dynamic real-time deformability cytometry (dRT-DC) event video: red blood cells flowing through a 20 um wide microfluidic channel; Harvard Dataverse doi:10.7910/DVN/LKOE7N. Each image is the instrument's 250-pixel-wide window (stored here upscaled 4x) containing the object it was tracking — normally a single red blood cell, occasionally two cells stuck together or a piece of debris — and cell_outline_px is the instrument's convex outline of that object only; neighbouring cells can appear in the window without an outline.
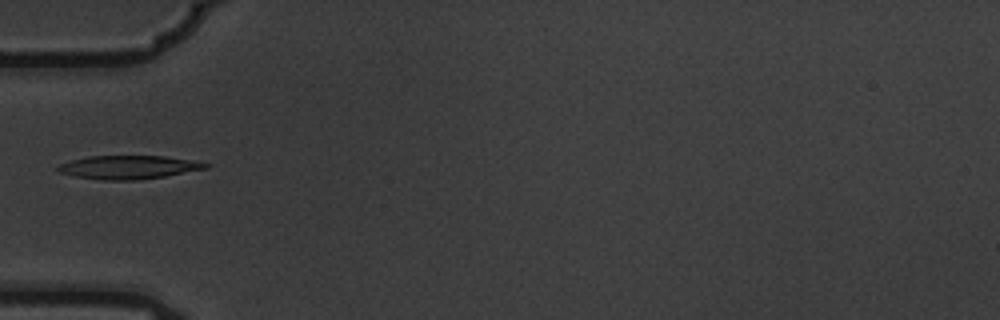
{"species": "common noctule bat (a hibernating species)", "species_latin": "Nyctalus noctula", "temperature_condition": "warm", "stored_images_in_passage": 5, "camera_frame_rate_fps": 3000, "um_per_image_px": 0.085, "animal": {"sex": "male", "body_mass_g": 19.5, "forearm_length_mm": 54.6}, "frame": {"image": 1, "passage_image": 5, "time_ms": 1.333, "image_size_px": [1000, 320], "cell_outline_px": [[212, 164], [208, 168], [164, 176], [136, 180], [100, 180], [76, 176], [60, 172], [56, 168], [60, 164], [72, 160], [88, 156], [164, 156], [192, 160]], "centroid_in_image_um": [10.95, 14.21], "position_along_channel_um": 74.0, "area_um2": 20.06}}